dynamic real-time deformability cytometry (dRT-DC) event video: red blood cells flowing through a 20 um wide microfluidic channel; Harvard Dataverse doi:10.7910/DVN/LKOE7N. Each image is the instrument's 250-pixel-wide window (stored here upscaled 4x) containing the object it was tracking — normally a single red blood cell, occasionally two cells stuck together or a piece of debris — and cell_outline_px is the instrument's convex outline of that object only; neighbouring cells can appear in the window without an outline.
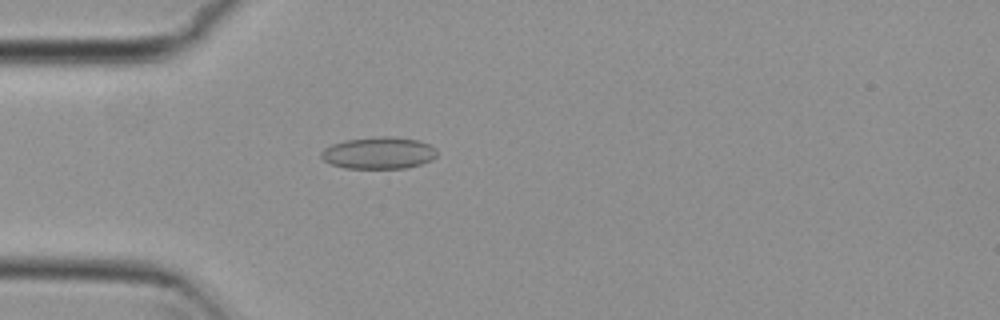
{"species": "common noctule bat (a hibernating species)", "species_latin": "Nyctalus noctula", "temperature_condition": "cold", "stored_images_in_passage": 40, "camera_frame_rate_fps": 3000, "um_per_image_px": 0.085, "animal": {"sex": "female", "body_mass_g": 29.2, "forearm_length_mm": 56.3}, "frame": {"image": 1, "passage_image": 1, "time_ms": 0.0, "image_size_px": [1000, 320], "cell_outline_px": [[436, 156], [432, 160], [408, 168], [344, 168], [332, 164], [324, 160], [320, 156], [320, 152], [324, 148], [332, 144], [344, 140], [380, 136], [392, 136], [420, 140], [436, 148]], "centroid_in_image_um": [32.19, 12.99], "position_along_channel_um": 52.8, "area_um2": 21.68}}
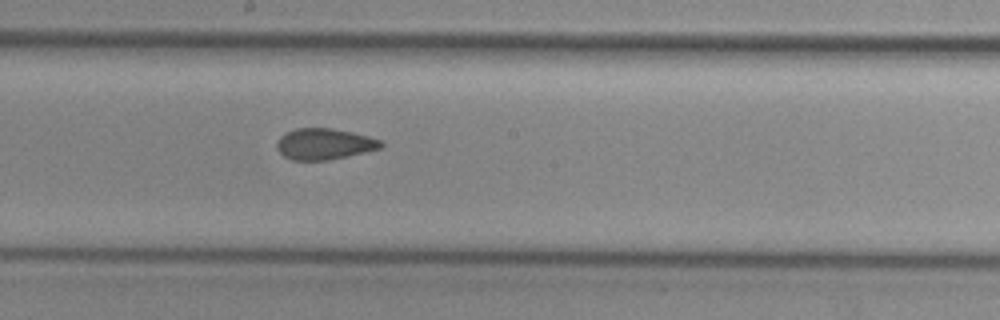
{"frame": {"image": 2, "passage_image": 15, "time_ms": 4.667, "image_size_px": [1000, 320], "cell_outline_px": [[384, 144], [380, 148], [348, 156], [328, 160], [292, 160], [284, 156], [276, 148], [276, 140], [284, 132], [296, 128], [332, 128], [352, 132], [368, 136], [380, 140]], "centroid_in_image_um": [27.52, 12.23], "position_along_channel_um": 220.7, "area_um2": 18.96}}
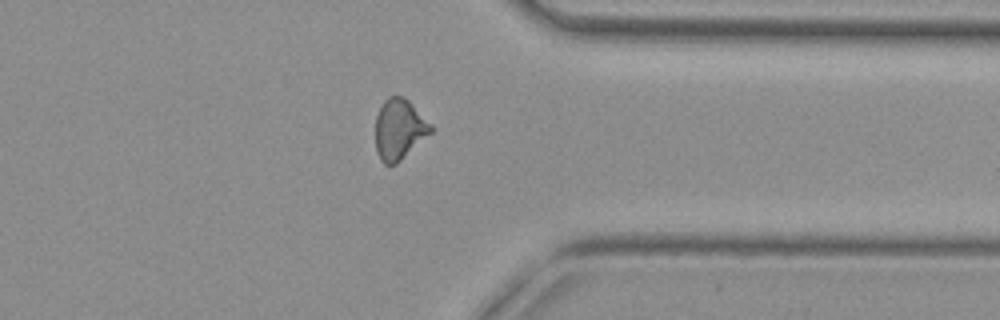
{"frame": {"image": 3, "passage_image": 28, "time_ms": 9.0, "image_size_px": [1000, 320], "cell_outline_px": [[432, 132], [396, 164], [384, 164], [380, 160], [376, 152], [376, 116], [384, 100], [388, 96], [400, 96], [408, 100], [432, 124]], "centroid_in_image_um": [33.93, 10.99], "position_along_channel_um": 377.5, "area_um2": 19.42}, "authors_computed_cell_mechanics": {"area_um2": 19.3341, "velocity_mm_per_s": 3.77, "shape_relaxation_time_tau1_ms": null, "shape_relaxation_time_tau2_ms": 2.29, "deformation_change_tau1": null, "deformation_change_tau2": 0.0672}}